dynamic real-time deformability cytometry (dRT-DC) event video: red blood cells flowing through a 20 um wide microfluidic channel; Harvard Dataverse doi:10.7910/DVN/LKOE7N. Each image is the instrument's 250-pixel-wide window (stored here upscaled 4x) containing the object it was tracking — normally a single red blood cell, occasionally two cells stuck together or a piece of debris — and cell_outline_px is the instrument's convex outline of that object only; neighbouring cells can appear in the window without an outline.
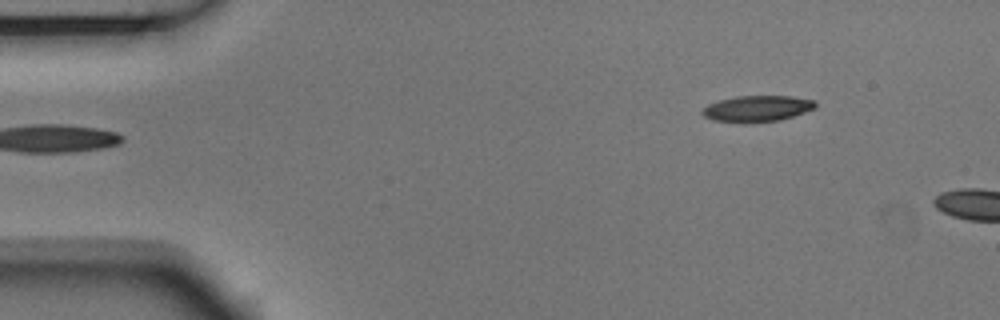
{"species": "Egyptian fruit bat (a non-hibernating species)", "species_latin": "Rousettus aegyptiacus", "temperature_condition": "room temperature", "stored_images_in_passage": 2, "camera_frame_rate_fps": 3000, "um_per_image_px": 0.085, "animal": {"sex": "male"}, "frame": {"image": 1, "passage_image": 2, "time_ms": 0.333, "image_size_px": [1000, 320], "cell_outline_px": [[816, 108], [780, 120], [712, 120], [704, 116], [700, 112], [708, 104], [720, 100], [736, 96], [792, 96], [816, 100]], "centroid_in_image_um": [64.4, 9.18], "position_along_channel_um": 20.6, "area_um2": 16.47}}